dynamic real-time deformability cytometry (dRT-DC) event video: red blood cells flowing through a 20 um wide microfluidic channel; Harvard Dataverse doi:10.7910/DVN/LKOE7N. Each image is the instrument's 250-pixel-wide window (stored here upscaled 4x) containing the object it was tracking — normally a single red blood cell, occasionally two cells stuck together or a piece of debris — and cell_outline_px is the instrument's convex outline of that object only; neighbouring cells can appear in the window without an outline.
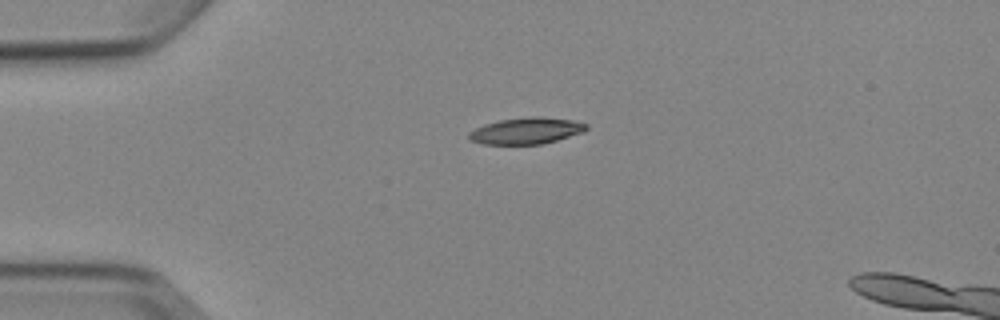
{"species": "Egyptian fruit bat (a non-hibernating species)", "species_latin": "Rousettus aegyptiacus", "temperature_condition": "cold", "stored_images_in_passage": 3, "camera_frame_rate_fps": 3000, "um_per_image_px": 0.085, "animal": {"sex": "female"}, "frame": {"image": 1, "passage_image": 1, "time_ms": 0.0, "image_size_px": [1000, 320], "cell_outline_px": [[588, 128], [584, 132], [544, 144], [484, 144], [472, 140], [468, 136], [468, 132], [484, 124], [500, 120], [532, 116], [540, 116], [572, 120], [588, 124]], "centroid_in_image_um": [44.77, 11.11], "position_along_channel_um": 40.2, "area_um2": 18.09}}
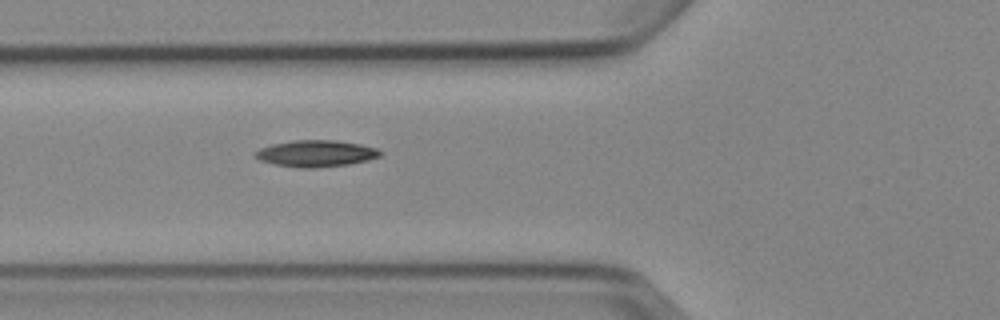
{"frame": {"image": 2, "passage_image": 3, "time_ms": 2.333, "image_size_px": [1000, 320], "cell_outline_px": [[380, 156], [368, 160], [348, 164], [316, 168], [296, 168], [272, 164], [260, 160], [252, 156], [252, 152], [260, 148], [272, 144], [292, 140], [336, 140], [360, 144], [376, 148], [380, 152]], "centroid_in_image_um": [26.78, 13.05], "position_along_channel_um": 99.0, "area_um2": 19.54}}